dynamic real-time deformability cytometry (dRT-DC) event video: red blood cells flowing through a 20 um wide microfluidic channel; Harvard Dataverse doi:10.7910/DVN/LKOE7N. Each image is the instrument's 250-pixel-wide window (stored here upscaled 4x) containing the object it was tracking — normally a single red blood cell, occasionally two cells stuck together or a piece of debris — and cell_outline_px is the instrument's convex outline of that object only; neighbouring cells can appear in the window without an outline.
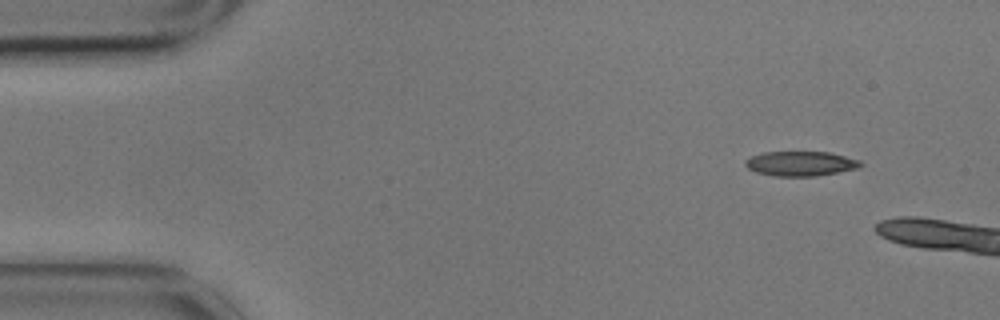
{"species": "common noctule bat (a hibernating species)", "species_latin": "Nyctalus noctula", "temperature_condition": "cold", "stored_images_in_passage": 2, "camera_frame_rate_fps": 3000, "um_per_image_px": 0.085, "animal": {"sex": "male", "body_mass_g": 17.9}, "frame": {"image": 1, "passage_image": 1, "time_ms": 0.0, "image_size_px": [1000, 320], "cell_outline_px": [[864, 164], [860, 168], [816, 176], [772, 176], [756, 172], [748, 168], [744, 164], [744, 160], [752, 156], [764, 152], [828, 152], [860, 160]], "centroid_in_image_um": [68.06, 13.91], "position_along_channel_um": 16.9, "area_um2": 16.65}}